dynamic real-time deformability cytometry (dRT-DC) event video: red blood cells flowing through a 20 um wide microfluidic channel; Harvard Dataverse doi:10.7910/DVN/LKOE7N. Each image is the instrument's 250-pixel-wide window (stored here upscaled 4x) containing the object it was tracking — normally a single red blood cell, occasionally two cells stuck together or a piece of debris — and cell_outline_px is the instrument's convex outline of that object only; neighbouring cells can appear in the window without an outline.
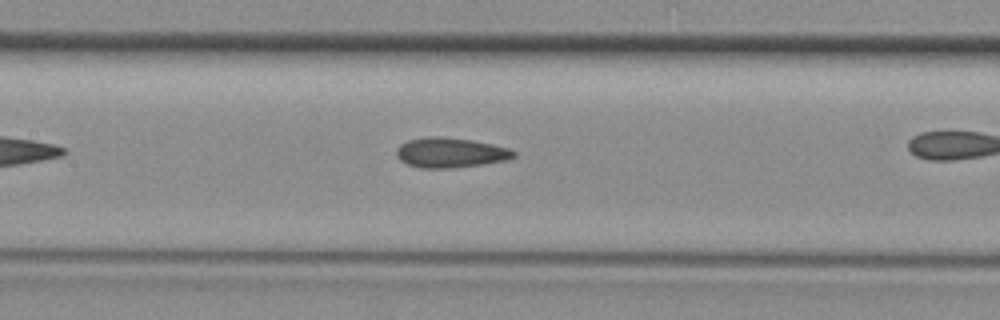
{"species": "common noctule bat (a hibernating species)", "species_latin": "Nyctalus noctula", "temperature_condition": "room temperature", "stored_images_in_passage": 22, "camera_frame_rate_fps": 3000, "um_per_image_px": 0.085, "animal": {"sex": "female", "body_mass_g": 29.2, "forearm_length_mm": 56.3}, "frame": {"image": 1, "passage_image": 10, "time_ms": 3.0, "image_size_px": [1000, 320], "cell_outline_px": [[516, 156], [504, 160], [484, 164], [448, 168], [420, 168], [408, 164], [400, 160], [396, 156], [396, 148], [400, 144], [408, 140], [428, 136], [440, 136], [472, 140], [492, 144], [508, 148], [516, 152]], "centroid_in_image_um": [38.25, 12.97], "position_along_channel_um": 169.1, "area_um2": 20.46}}